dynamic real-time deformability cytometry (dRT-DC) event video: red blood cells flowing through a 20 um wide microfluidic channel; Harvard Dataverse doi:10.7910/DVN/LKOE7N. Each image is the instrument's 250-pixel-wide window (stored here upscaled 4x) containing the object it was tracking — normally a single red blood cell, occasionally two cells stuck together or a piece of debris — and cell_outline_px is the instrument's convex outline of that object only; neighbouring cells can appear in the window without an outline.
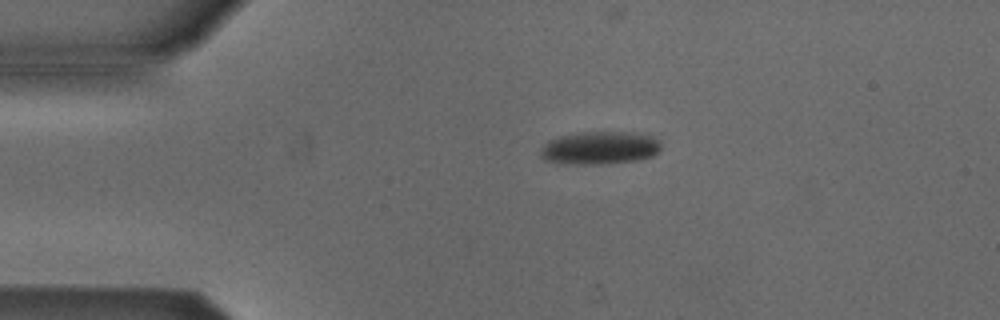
{"species": "Egyptian fruit bat (a non-hibernating species)", "species_latin": "Rousettus aegyptiacus", "temperature_condition": "cold", "stored_images_in_passage": 3, "camera_frame_rate_fps": 3000, "um_per_image_px": 0.085, "animal": {"sex": "male"}, "frame": {"image": 1, "passage_image": 2, "time_ms": 1.0, "image_size_px": [1000, 320], "cell_outline_px": [[660, 148], [652, 156], [636, 160], [604, 164], [572, 164], [544, 160], [540, 156], [540, 148], [548, 140], [560, 136], [580, 132], [632, 132], [656, 136], [660, 140]], "centroid_in_image_um": [50.98, 12.56], "position_along_channel_um": 34.0, "area_um2": 23.29}}
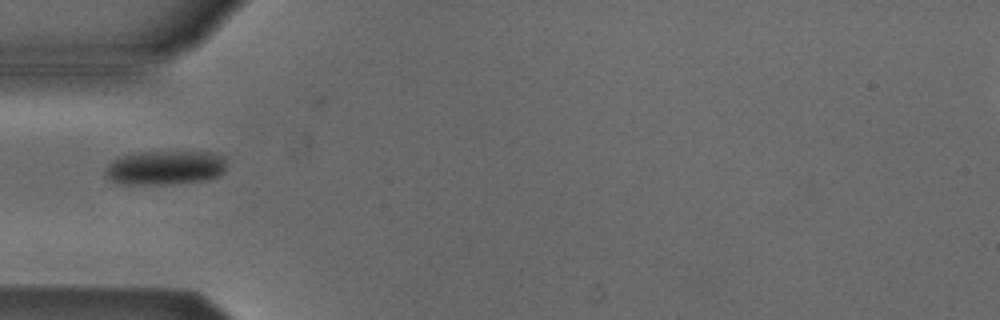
{"frame": {"image": 2, "passage_image": 3, "time_ms": 3.0, "image_size_px": [1000, 320], "cell_outline_px": [[224, 172], [216, 176], [204, 180], [172, 184], [116, 184], [108, 180], [104, 176], [104, 168], [116, 156], [140, 152], [212, 152], [224, 156]], "centroid_in_image_um": [13.93, 14.26], "position_along_channel_um": 71.1, "area_um2": 24.51}}